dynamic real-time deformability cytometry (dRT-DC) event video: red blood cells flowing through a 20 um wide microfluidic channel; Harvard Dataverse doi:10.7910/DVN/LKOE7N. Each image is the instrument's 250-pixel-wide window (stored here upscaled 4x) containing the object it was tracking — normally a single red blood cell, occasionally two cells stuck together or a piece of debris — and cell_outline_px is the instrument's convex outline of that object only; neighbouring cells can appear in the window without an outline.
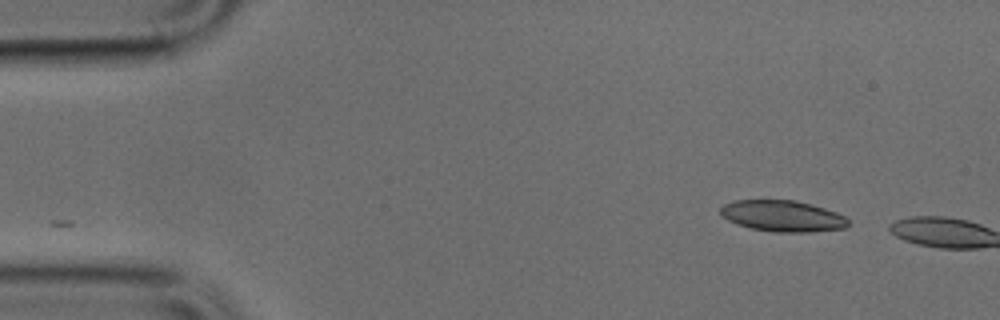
{"species": "common noctule bat (a hibernating species)", "species_latin": "Nyctalus noctula", "temperature_condition": "cold", "stored_images_in_passage": 3, "camera_frame_rate_fps": 3000, "um_per_image_px": 0.085, "animal": {"sex": "male", "body_mass_g": 17.9, "forearm_length_mm": 54.2}, "frame": {"image": 1, "passage_image": 1, "time_ms": 0.0, "image_size_px": [1000, 320], "cell_outline_px": [[848, 224], [844, 228], [808, 232], [776, 232], [752, 228], [736, 224], [728, 220], [720, 212], [720, 208], [724, 204], [736, 200], [796, 200], [812, 204], [836, 212], [844, 216], [848, 220]], "centroid_in_image_um": [66.52, 18.35], "position_along_channel_um": 18.5, "area_um2": 23.06}}